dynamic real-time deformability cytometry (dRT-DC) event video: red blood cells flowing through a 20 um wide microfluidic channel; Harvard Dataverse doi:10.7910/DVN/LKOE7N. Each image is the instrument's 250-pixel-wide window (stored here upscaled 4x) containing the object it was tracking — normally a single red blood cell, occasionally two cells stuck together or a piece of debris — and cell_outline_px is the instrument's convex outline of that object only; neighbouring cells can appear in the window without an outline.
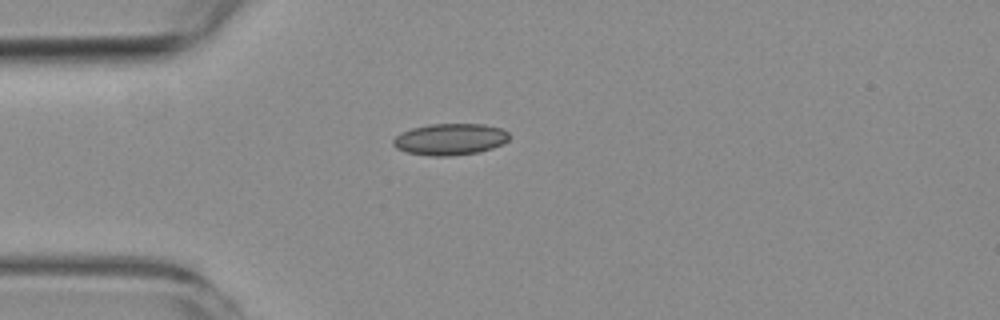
{"species": "common noctule bat (a hibernating species)", "species_latin": "Nyctalus noctula", "temperature_condition": "room temperature", "stored_images_in_passage": 3, "camera_frame_rate_fps": 3000, "um_per_image_px": 0.085, "animal": {"sex": "female", "body_mass_g": 19.3, "forearm_length_mm": 54.1}, "frame": {"image": 1, "passage_image": 3, "time_ms": 3.0, "image_size_px": [1000, 320], "cell_outline_px": [[508, 140], [492, 148], [480, 152], [448, 156], [432, 156], [404, 152], [396, 148], [392, 144], [392, 140], [400, 132], [412, 128], [428, 124], [484, 124], [500, 128], [508, 132]], "centroid_in_image_um": [38.21, 11.84], "position_along_channel_um": 46.8, "area_um2": 21.39}}